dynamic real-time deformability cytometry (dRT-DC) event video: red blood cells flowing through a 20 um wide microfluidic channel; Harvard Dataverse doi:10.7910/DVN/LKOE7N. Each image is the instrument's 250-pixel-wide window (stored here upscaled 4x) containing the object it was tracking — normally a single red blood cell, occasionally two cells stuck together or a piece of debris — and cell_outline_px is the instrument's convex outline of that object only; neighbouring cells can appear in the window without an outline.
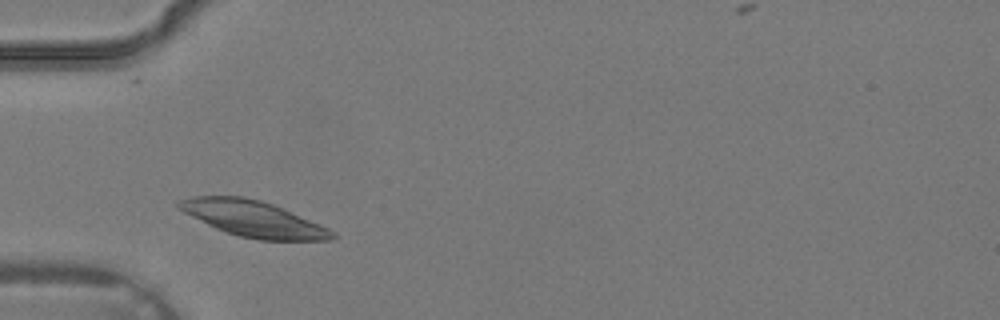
{"species": "common noctule bat (a hibernating species)", "species_latin": "Nyctalus noctula", "temperature_condition": "warm", "stored_images_in_passage": 2, "camera_frame_rate_fps": 3000, "um_per_image_px": 0.085, "animal": {"sex": "male", "body_mass_g": 19.2, "forearm_length_mm": 51.8}, "frame": {"image": 1, "passage_image": 1, "time_ms": 0.0, "image_size_px": [1000, 320], "cell_outline_px": [[336, 236], [328, 240], [260, 240], [240, 236], [216, 228], [176, 208], [176, 204], [180, 200], [192, 196], [244, 196], [260, 200], [284, 208], [320, 224], [336, 232]], "centroid_in_image_um": [21.54, 18.58], "position_along_channel_um": 63.5, "area_um2": 31.85}}
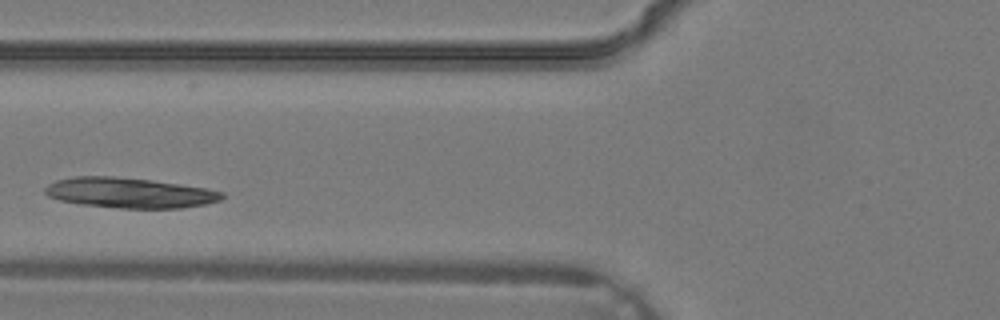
{"frame": {"image": 2, "passage_image": 2, "time_ms": 0.333, "image_size_px": [1000, 320], "cell_outline_px": [[224, 196], [220, 200], [204, 204], [180, 208], [120, 208], [80, 204], [60, 200], [48, 196], [44, 192], [44, 188], [48, 184], [56, 180], [72, 176], [112, 176], [152, 180], [208, 188], [224, 192]], "centroid_in_image_um": [10.99, 16.38], "position_along_channel_um": 114.8, "area_um2": 31.27}}